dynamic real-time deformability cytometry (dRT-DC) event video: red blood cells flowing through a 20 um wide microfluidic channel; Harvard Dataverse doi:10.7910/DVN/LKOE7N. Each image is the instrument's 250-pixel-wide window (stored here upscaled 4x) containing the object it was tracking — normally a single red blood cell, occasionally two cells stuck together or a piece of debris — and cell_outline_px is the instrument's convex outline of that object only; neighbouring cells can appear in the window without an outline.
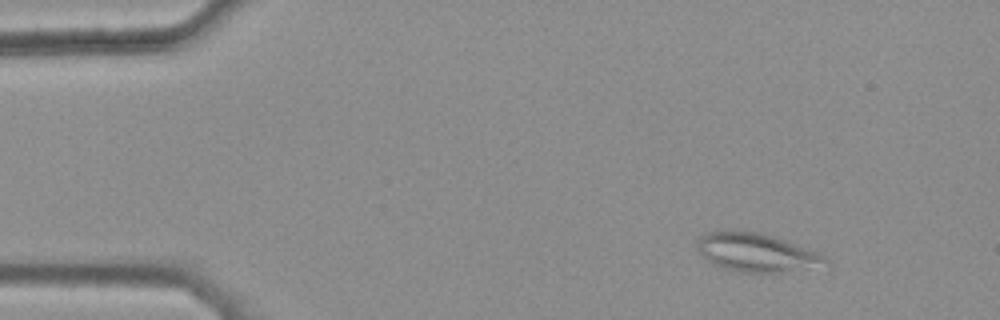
{"species": "common noctule bat (a hibernating species)", "species_latin": "Nyctalus noctula", "temperature_condition": "warm", "stored_images_in_passage": 39, "camera_frame_rate_fps": 3000, "um_per_image_px": 0.085, "animal": {"sex": "female", "body_mass_g": 25.1}, "frame": {"image": 1, "passage_image": 1, "time_ms": 0.0, "image_size_px": [1000, 320], "cell_outline_px": [[832, 264], [828, 272], [740, 272], [724, 268], [708, 260], [696, 248], [696, 240], [700, 236], [708, 232], [732, 228], [760, 232], [776, 236], [808, 248], [816, 252], [828, 260]], "centroid_in_image_um": [64.48, 21.48], "position_along_channel_um": 20.5, "area_um2": 30.4}}
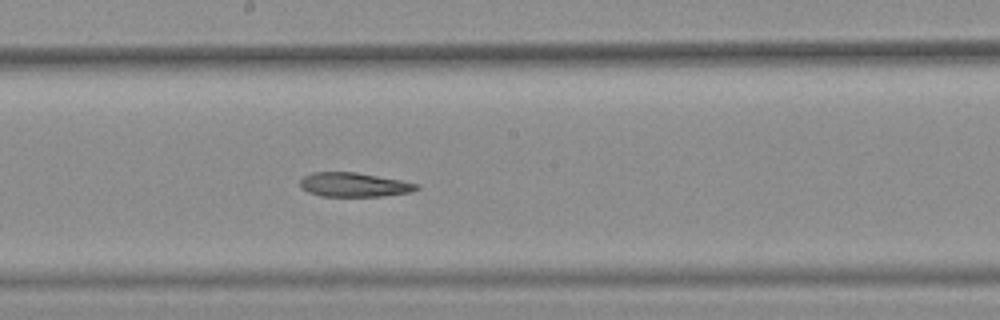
{"frame": {"image": 2, "passage_image": 23, "time_ms": 7.333, "image_size_px": [1000, 320], "cell_outline_px": [[420, 188], [412, 192], [384, 196], [320, 196], [308, 192], [300, 184], [300, 180], [304, 176], [312, 172], [356, 172], [400, 180], [420, 184]], "centroid_in_image_um": [30.13, 15.7], "position_along_channel_um": 218.1, "area_um2": 16.42}}
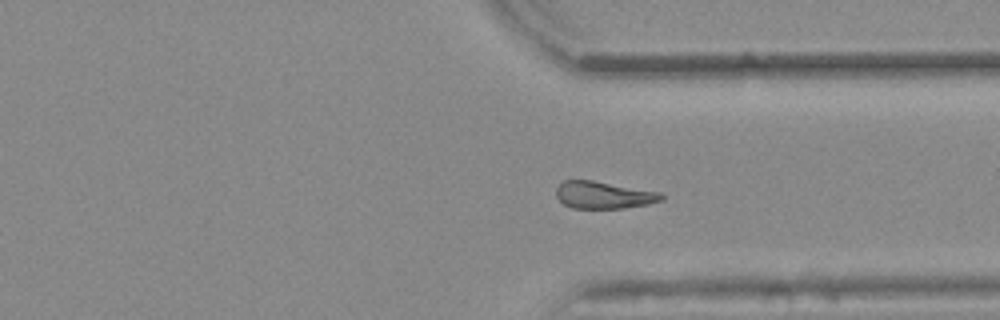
{"frame": {"image": 3, "passage_image": 34, "time_ms": 11.0, "image_size_px": [1000, 320], "cell_outline_px": [[664, 200], [648, 204], [624, 208], [572, 208], [564, 204], [556, 196], [556, 188], [564, 180], [592, 180], [660, 192], [664, 196]], "centroid_in_image_um": [51.32, 16.58], "position_along_channel_um": 360.1, "area_um2": 16.65}, "authors_computed_cell_mechanics": {"area_um2": 17.5712, "velocity_mm_per_s": 3.8509, "shape_relaxation_time_tau1_ms": null, "shape_relaxation_time_tau2_ms": 9.3259, "deformation_change_tau1": null, "deformation_change_tau2": 0.1833}}